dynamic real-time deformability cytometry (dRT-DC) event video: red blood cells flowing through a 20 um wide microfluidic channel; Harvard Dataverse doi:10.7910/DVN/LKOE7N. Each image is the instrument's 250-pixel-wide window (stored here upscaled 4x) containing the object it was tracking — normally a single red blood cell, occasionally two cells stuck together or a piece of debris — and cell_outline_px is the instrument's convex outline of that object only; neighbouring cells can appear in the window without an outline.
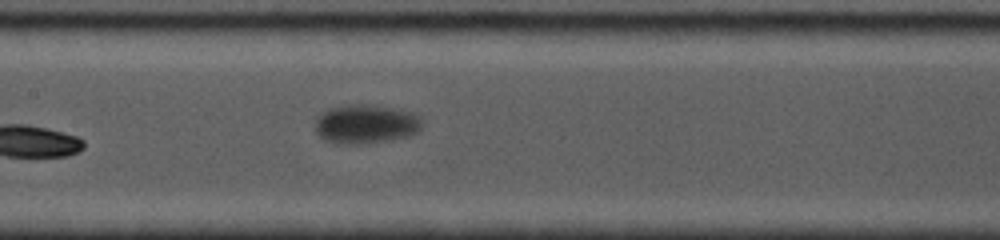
{"species": "common noctule bat (a hibernating species)", "species_latin": "Nyctalus noctula", "temperature_condition": "cold", "stored_images_in_passage": 6, "camera_frame_rate_fps": 5000, "um_per_image_px": 0.085, "animal": {"sex": "female", "body_mass_g": 19.0, "forearm_length_mm": 53.3}, "frame": {"image": 1, "passage_image": 6, "time_ms": 3.8, "image_size_px": [1000, 240], "cell_outline_px": [[420, 128], [416, 132], [408, 136], [388, 140], [360, 144], [340, 144], [324, 140], [316, 132], [316, 120], [320, 112], [328, 108], [348, 104], [372, 104], [412, 112], [420, 116]], "centroid_in_image_um": [31.05, 10.53], "position_along_channel_um": 176.4, "area_um2": 24.39}}